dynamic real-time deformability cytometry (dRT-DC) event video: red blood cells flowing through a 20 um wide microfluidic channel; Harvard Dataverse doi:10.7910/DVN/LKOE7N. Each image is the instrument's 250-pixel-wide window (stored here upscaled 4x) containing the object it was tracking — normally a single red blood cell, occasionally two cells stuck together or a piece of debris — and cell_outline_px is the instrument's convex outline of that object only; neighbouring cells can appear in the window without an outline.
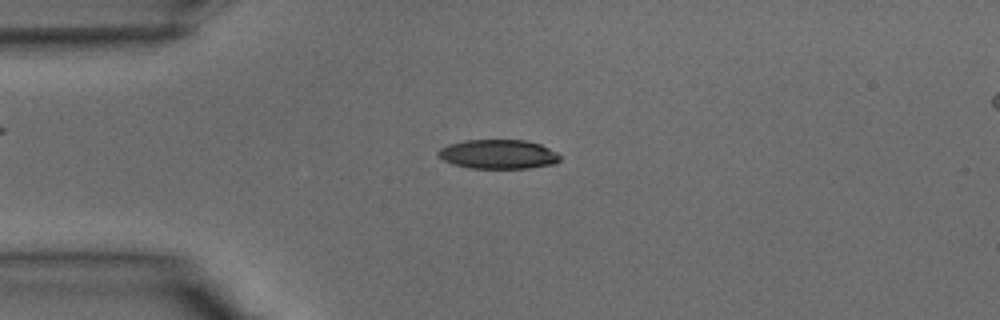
{"species": "common noctule bat (a hibernating species)", "species_latin": "Nyctalus noctula", "temperature_condition": "warm", "stored_images_in_passage": 38, "camera_frame_rate_fps": 3000, "um_per_image_px": 0.085, "animal": {"sex": "male", "body_mass_g": 15.6}, "frame": {"image": 1, "passage_image": 9, "time_ms": 2.667, "image_size_px": [1000, 320], "cell_outline_px": [[560, 160], [556, 164], [528, 168], [468, 168], [452, 164], [444, 160], [436, 152], [440, 148], [448, 144], [464, 140], [524, 140], [540, 144], [556, 152], [560, 156]], "centroid_in_image_um": [42.34, 13.11], "position_along_channel_um": 42.7, "area_um2": 20.81}}
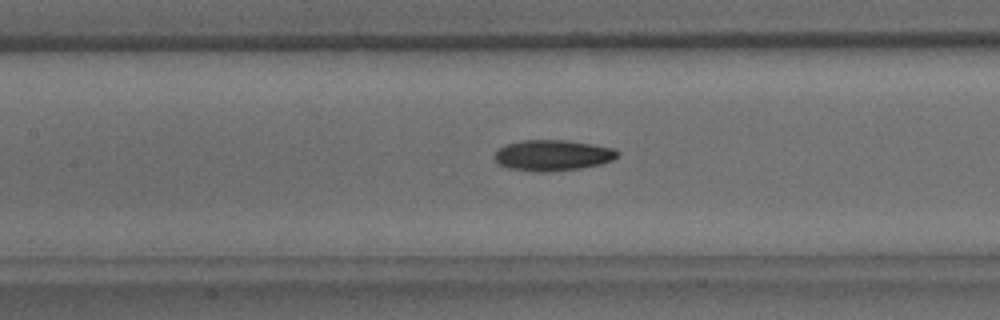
{"frame": {"image": 2, "passage_image": 17, "time_ms": 5.333, "image_size_px": [1000, 320], "cell_outline_px": [[620, 156], [612, 160], [600, 164], [580, 168], [548, 172], [536, 172], [508, 168], [500, 164], [496, 160], [496, 152], [504, 144], [520, 140], [564, 140], [592, 144], [612, 148], [620, 152]], "centroid_in_image_um": [46.99, 13.2], "position_along_channel_um": 160.4, "area_um2": 22.08}}
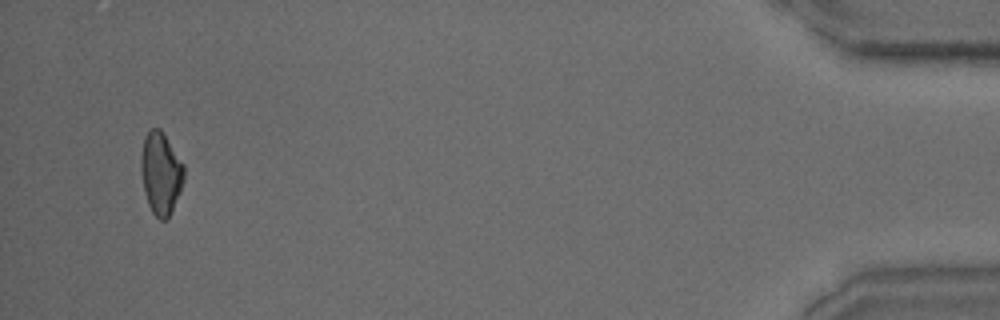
{"frame": {"image": 3, "passage_image": 37, "time_ms": 12.0, "image_size_px": [1000, 320], "cell_outline_px": [[184, 180], [180, 192], [172, 212], [164, 220], [160, 220], [152, 212], [148, 204], [144, 192], [140, 168], [140, 152], [144, 136], [152, 128], [160, 128], [164, 132], [184, 164]], "centroid_in_image_um": [13.66, 14.7], "position_along_channel_um": 421.5, "area_um2": 20.98}}